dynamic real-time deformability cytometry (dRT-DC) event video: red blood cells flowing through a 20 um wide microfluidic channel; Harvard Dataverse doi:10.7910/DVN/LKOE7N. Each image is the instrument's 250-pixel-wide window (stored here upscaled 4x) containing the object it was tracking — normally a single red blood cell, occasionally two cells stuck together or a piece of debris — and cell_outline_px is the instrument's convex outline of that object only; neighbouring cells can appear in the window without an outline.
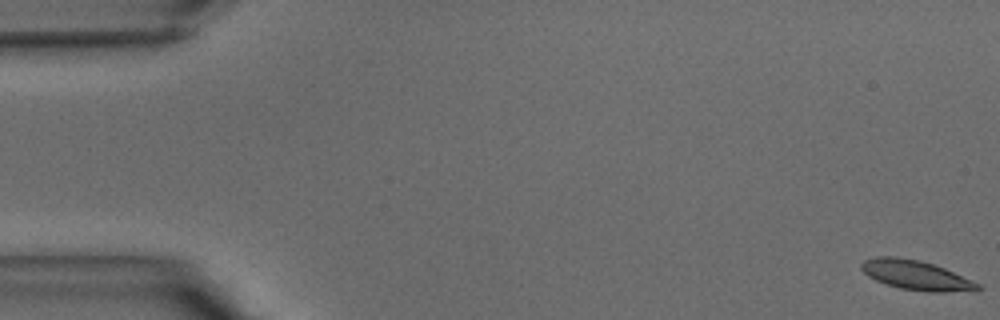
{"species": "common noctule bat (a hibernating species)", "species_latin": "Nyctalus noctula", "temperature_condition": "warm", "stored_images_in_passage": 12, "camera_frame_rate_fps": 3000, "um_per_image_px": 0.085, "animal": {"sex": "male", "body_mass_g": 15.6}, "frame": {"image": 1, "passage_image": 1, "time_ms": 0.0, "image_size_px": [1000, 320], "cell_outline_px": [[984, 288], [944, 292], [928, 292], [900, 288], [876, 280], [868, 276], [860, 268], [860, 264], [864, 260], [876, 256], [896, 256], [920, 260], [944, 268], [972, 280], [980, 284]], "centroid_in_image_um": [77.82, 23.37], "position_along_channel_um": 7.2, "area_um2": 19.83}}
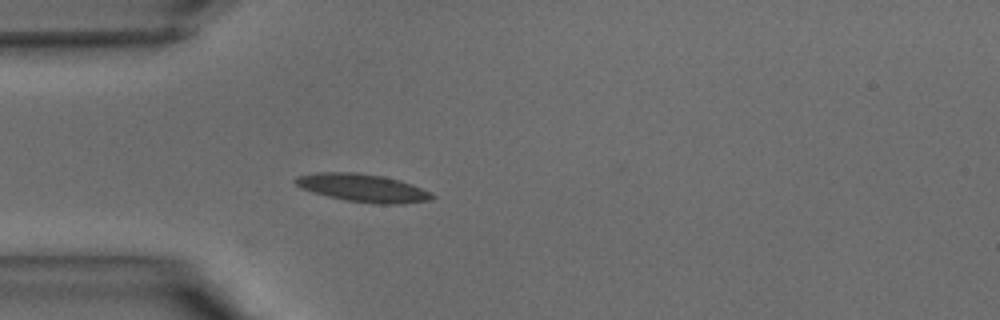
{"frame": {"image": 2, "passage_image": 12, "time_ms": 3.667, "image_size_px": [1000, 320], "cell_outline_px": [[436, 196], [432, 200], [404, 204], [380, 204], [348, 200], [328, 196], [300, 188], [292, 180], [296, 176], [316, 172], [356, 172], [384, 176], [420, 188]], "centroid_in_image_um": [30.79, 15.97], "position_along_channel_um": 54.2, "area_um2": 22.02}}